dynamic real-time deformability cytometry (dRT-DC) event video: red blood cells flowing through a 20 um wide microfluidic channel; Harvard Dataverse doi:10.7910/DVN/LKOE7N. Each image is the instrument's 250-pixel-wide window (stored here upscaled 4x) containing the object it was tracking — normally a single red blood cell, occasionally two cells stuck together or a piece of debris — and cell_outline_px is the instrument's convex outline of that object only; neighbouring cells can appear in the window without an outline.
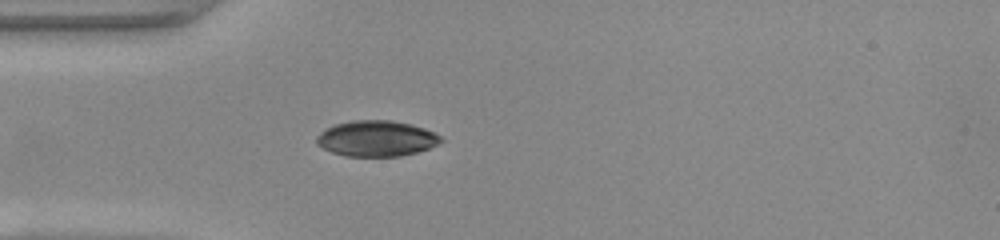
{"species": "common noctule bat (a hibernating species)", "species_latin": "Nyctalus noctula", "temperature_condition": "warm", "stored_images_in_passage": 36, "camera_frame_rate_fps": 3000, "um_per_image_px": 0.085, "animal": {"sex": "female", "body_mass_g": 22.0, "forearm_length_mm": 56.7}, "frame": {"image": 1, "passage_image": 1, "time_ms": 0.0, "image_size_px": [1000, 240], "cell_outline_px": [[444, 140], [428, 148], [416, 152], [400, 156], [344, 156], [332, 152], [316, 144], [316, 136], [320, 132], [336, 124], [352, 120], [392, 120], [424, 128], [440, 136]], "centroid_in_image_um": [31.97, 11.77], "position_along_channel_um": 53.0, "area_um2": 25.66}}
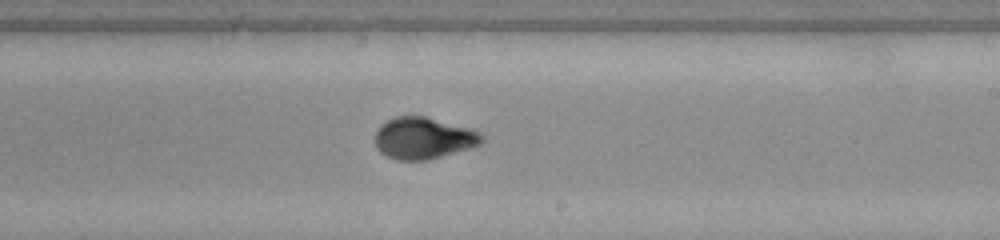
{"frame": {"image": 2, "passage_image": 16, "time_ms": 5.0, "image_size_px": [1000, 240], "cell_outline_px": [[484, 140], [480, 144], [472, 148], [428, 160], [396, 160], [380, 152], [376, 148], [376, 132], [380, 124], [396, 116], [424, 116], [472, 128], [480, 132], [484, 136]], "centroid_in_image_um": [36.03, 11.74], "position_along_channel_um": 253.0, "area_um2": 26.13}}
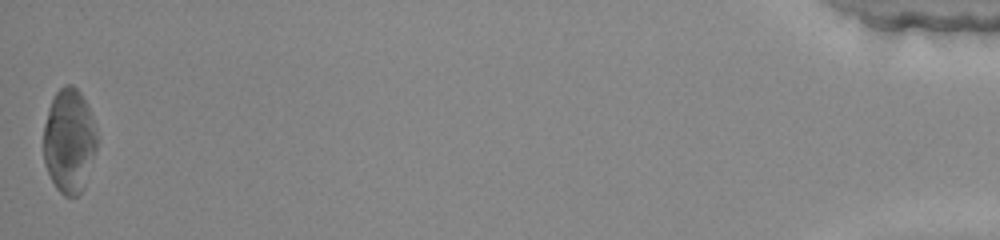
{"frame": {"image": 3, "passage_image": 36, "time_ms": 11.667, "image_size_px": [1000, 240], "cell_outline_px": [[96, 152], [84, 188], [76, 196], [64, 196], [56, 188], [44, 164], [44, 124], [48, 108], [56, 92], [64, 84], [72, 84], [80, 92], [88, 108], [96, 128]], "centroid_in_image_um": [5.88, 11.98], "position_along_channel_um": 429.3, "area_um2": 32.43}, "authors_computed_cell_mechanics": {"area_um2": 26.7903, "velocity_mm_per_s": 4.1355, "shape_relaxation_time_tau1_ms": 4.2727, "shape_relaxation_time_tau2_ms": 0.849, "deformation_change_tau1": 0.1767, "deformation_change_tau2": 0.0422}}